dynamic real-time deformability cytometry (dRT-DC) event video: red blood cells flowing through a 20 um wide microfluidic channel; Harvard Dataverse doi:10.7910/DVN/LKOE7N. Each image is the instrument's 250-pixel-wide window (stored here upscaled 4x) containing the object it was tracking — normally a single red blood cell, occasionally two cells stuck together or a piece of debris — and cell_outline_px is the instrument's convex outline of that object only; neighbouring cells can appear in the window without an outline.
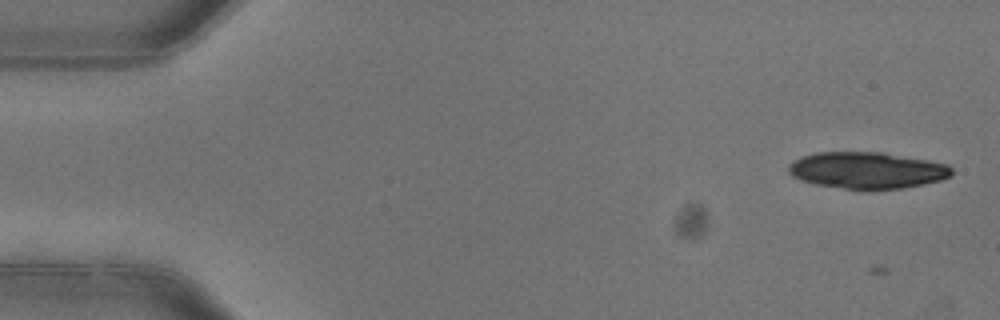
{"species": "common noctule bat (a hibernating species)", "species_latin": "Nyctalus noctula", "temperature_condition": "warm", "stored_images_in_passage": 5, "camera_frame_rate_fps": 3000, "um_per_image_px": 0.085, "animal": {"sex": "female"}, "frame": {"image": 1, "passage_image": 1, "time_ms": 0.0, "image_size_px": [1000, 320], "cell_outline_px": [[952, 176], [940, 180], [924, 184], [904, 188], [864, 192], [816, 184], [800, 180], [792, 176], [788, 172], [788, 164], [792, 160], [800, 156], [816, 152], [880, 152], [928, 160], [948, 164], [952, 168]], "centroid_in_image_um": [73.67, 14.5], "position_along_channel_um": 11.3, "area_um2": 35.6}}